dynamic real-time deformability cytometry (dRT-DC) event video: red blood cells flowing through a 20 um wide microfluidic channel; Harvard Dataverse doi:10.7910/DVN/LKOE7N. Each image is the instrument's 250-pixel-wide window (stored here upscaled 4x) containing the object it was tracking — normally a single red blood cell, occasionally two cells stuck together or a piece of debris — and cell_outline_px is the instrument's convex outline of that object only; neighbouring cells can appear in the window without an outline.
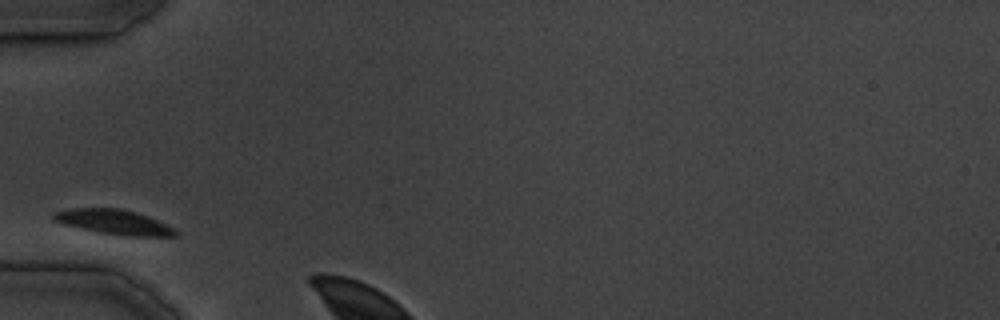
{"species": "common noctule bat (a hibernating species)", "species_latin": "Nyctalus noctula", "temperature_condition": "cold", "stored_images_in_passage": 3, "camera_frame_rate_fps": 3000, "um_per_image_px": 0.085, "animal": {"sex": "male", "body_mass_g": 19.5, "forearm_length_mm": 54.6}, "frame": {"image": 1, "passage_image": 1, "time_ms": 0.0, "image_size_px": [1000, 320], "cell_outline_px": [[180, 236], [136, 236], [100, 232], [80, 228], [64, 224], [52, 220], [52, 216], [56, 212], [68, 208], [120, 208], [136, 212], [148, 216], [180, 232]], "centroid_in_image_um": [9.68, 18.86], "position_along_channel_um": 75.3, "area_um2": 17.34}}